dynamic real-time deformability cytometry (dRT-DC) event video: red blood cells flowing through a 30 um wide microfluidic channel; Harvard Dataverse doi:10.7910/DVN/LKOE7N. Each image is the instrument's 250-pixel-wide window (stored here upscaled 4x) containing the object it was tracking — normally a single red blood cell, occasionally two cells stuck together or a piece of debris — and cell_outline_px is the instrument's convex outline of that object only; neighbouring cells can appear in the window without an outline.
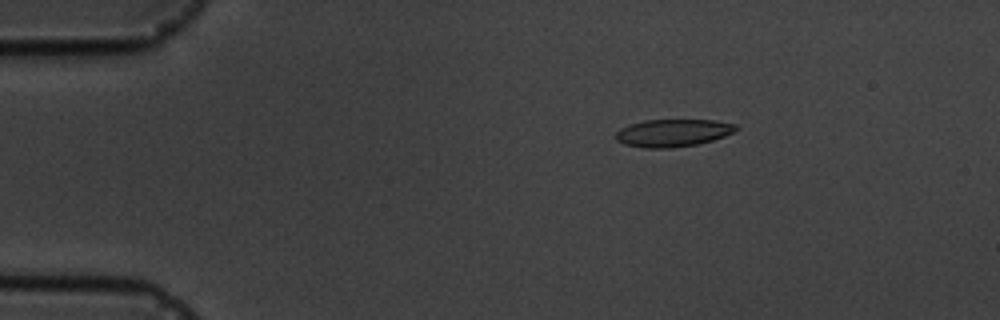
{"species": "common noctule bat (a hibernating species)", "species_latin": "Nyctalus noctula", "temperature_condition": "cold", "stored_images_in_passage": 5, "camera_frame_rate_fps": 3000, "um_per_image_px": 0.085, "animal": {"sex": "male", "body_mass_g": 19.5, "forearm_length_mm": 54.6}, "frame": {"image": 1, "passage_image": 3, "time_ms": 2.667, "image_size_px": [1000, 320], "cell_outline_px": [[740, 128], [724, 136], [712, 140], [696, 144], [672, 148], [644, 148], [624, 144], [616, 140], [616, 132], [620, 128], [628, 124], [644, 120], [716, 120], [736, 124]], "centroid_in_image_um": [57.18, 11.29], "position_along_channel_um": 27.8, "area_um2": 19.36}}